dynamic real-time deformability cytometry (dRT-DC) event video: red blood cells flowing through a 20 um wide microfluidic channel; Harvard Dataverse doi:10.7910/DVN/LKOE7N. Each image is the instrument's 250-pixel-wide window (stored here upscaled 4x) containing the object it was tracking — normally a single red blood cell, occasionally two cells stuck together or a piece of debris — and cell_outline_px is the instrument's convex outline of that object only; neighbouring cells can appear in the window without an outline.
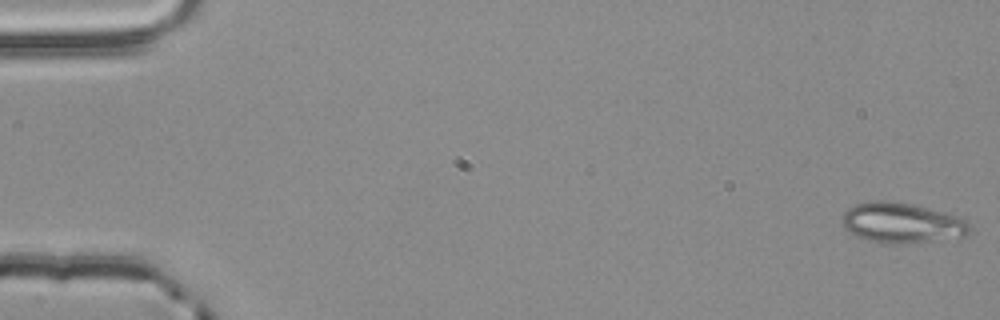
{"species": "common noctule bat (a hibernating species)", "species_latin": "Nyctalus noctula", "temperature_condition": "room temperature", "stored_images_in_passage": 5, "camera_frame_rate_fps": 3000, "um_per_image_px": 0.085, "animal": {"sex": "male", "body_mass_g": 20.4}, "frame": {"image": 1, "passage_image": 1, "time_ms": 0.0, "image_size_px": [1000, 320], "cell_outline_px": [[972, 232], [964, 236], [904, 244], [880, 244], [856, 236], [844, 228], [840, 220], [840, 216], [848, 208], [856, 204], [872, 200], [884, 200], [912, 204], [944, 212], [956, 216], [972, 224]], "centroid_in_image_um": [76.62, 18.95], "position_along_channel_um": 8.4, "area_um2": 30.29}}